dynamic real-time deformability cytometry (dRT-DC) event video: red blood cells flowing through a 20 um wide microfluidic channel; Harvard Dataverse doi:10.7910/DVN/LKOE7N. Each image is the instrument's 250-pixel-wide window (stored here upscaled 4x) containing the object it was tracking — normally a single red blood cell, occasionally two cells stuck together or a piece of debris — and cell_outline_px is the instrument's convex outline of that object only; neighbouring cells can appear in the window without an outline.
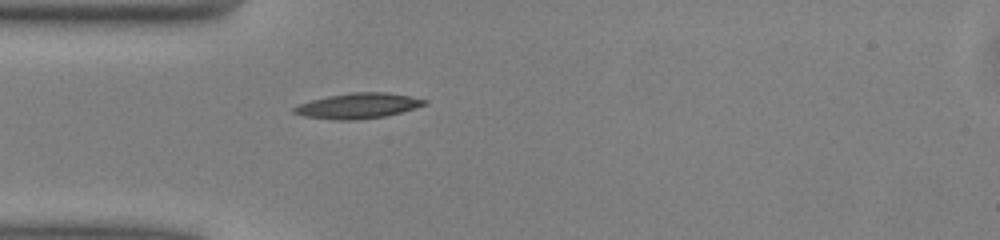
{"species": "common noctule bat (a hibernating species)", "species_latin": "Nyctalus noctula", "temperature_condition": "warm", "stored_images_in_passage": 37, "camera_frame_rate_fps": 3000, "um_per_image_px": 0.085, "animal": {"sex": "male", "body_mass_g": 13.0, "forearm_length_mm": 53.1}, "frame": {"image": 1, "passage_image": 1, "time_ms": 0.0, "image_size_px": [1000, 240], "cell_outline_px": [[428, 104], [416, 108], [384, 116], [356, 120], [336, 120], [304, 116], [292, 112], [292, 108], [296, 104], [328, 96], [352, 92], [388, 92], [412, 96], [428, 100]], "centroid_in_image_um": [30.44, 8.98], "position_along_channel_um": 54.6, "area_um2": 19.42}}
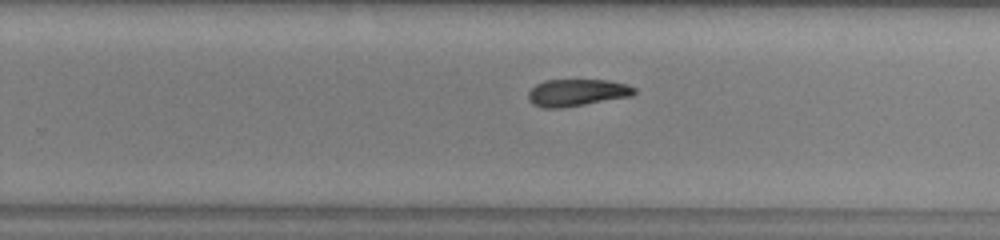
{"frame": {"image": 2, "passage_image": 18, "time_ms": 5.667, "image_size_px": [1000, 240], "cell_outline_px": [[636, 92], [632, 96], [560, 108], [544, 108], [532, 104], [528, 100], [528, 92], [536, 84], [544, 80], [608, 80], [628, 84], [636, 88]], "centroid_in_image_um": [49.04, 7.86], "position_along_channel_um": 280.8, "area_um2": 16.76}}
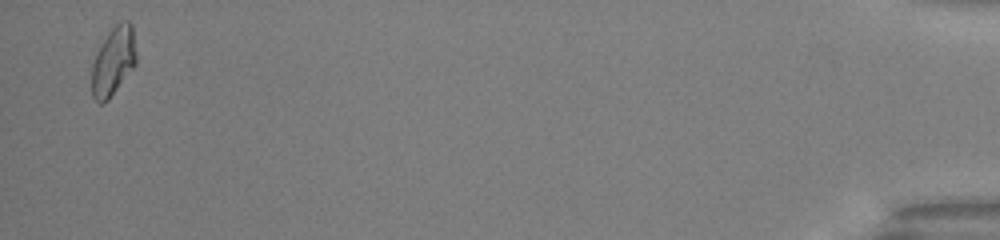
{"frame": {"image": 3, "passage_image": 36, "time_ms": 11.667, "image_size_px": [1000, 240], "cell_outline_px": [[136, 64], [108, 100], [104, 104], [100, 104], [92, 96], [92, 64], [108, 32], [116, 24], [124, 20], [128, 20], [132, 24], [136, 52]], "centroid_in_image_um": [9.65, 5.21], "position_along_channel_um": 425.6, "area_um2": 17.57}, "authors_computed_cell_mechanics": {"area_um2": 17.5134, "velocity_mm_per_s": 4.0675, "shape_relaxation_time_tau1_ms": 5.8182, "shape_relaxation_time_tau2_ms": null, "deformation_change_tau1": 0.1685, "deformation_change_tau2": null}}